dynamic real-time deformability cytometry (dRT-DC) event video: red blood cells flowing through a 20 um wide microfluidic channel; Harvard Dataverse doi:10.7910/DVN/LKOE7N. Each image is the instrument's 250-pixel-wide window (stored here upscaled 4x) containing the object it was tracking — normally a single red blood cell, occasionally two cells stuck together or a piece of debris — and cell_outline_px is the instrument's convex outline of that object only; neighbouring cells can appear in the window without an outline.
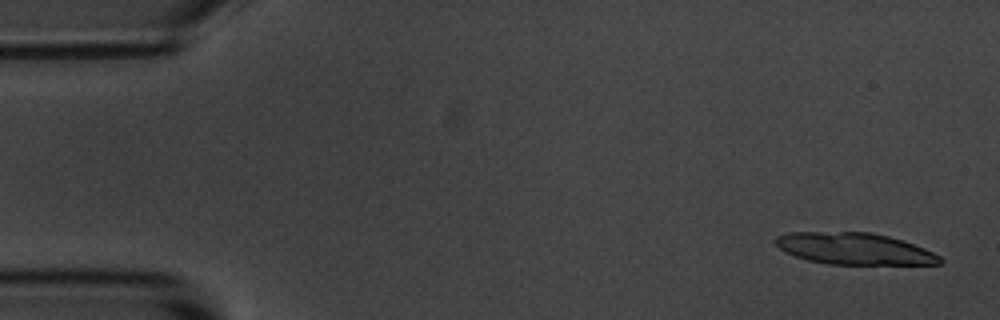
{"species": "common noctule bat (a hibernating species)", "species_latin": "Nyctalus noctula", "temperature_condition": "room temperature", "stored_images_in_passage": 19, "camera_frame_rate_fps": 3000, "um_per_image_px": 0.085, "animal": {"sex": "male", "body_mass_g": 20.1, "forearm_length_mm": 53.5}, "frame": {"image": 1, "passage_image": 2, "time_ms": 0.333, "image_size_px": [1000, 320], "cell_outline_px": [[944, 260], [940, 264], [828, 264], [808, 260], [796, 256], [780, 248], [772, 240], [776, 236], [788, 232], [872, 232], [888, 236], [924, 248], [940, 256]], "centroid_in_image_um": [72.6, 21.13], "position_along_channel_um": 12.4, "area_um2": 30.11}}
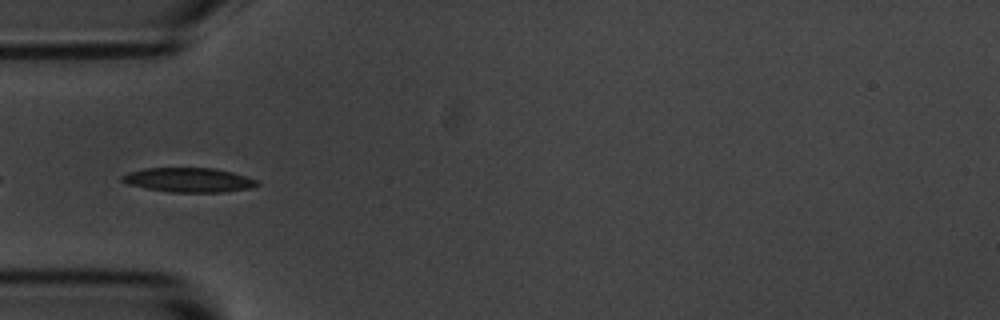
{"frame": {"image": 2, "passage_image": 17, "time_ms": 5.333, "image_size_px": [1000, 320], "cell_outline_px": [[260, 184], [248, 188], [220, 192], [168, 192], [128, 184], [120, 180], [120, 176], [128, 172], [144, 168], [216, 168], [232, 172], [256, 180]], "centroid_in_image_um": [15.99, 15.29], "position_along_channel_um": 69.0, "area_um2": 19.02}}